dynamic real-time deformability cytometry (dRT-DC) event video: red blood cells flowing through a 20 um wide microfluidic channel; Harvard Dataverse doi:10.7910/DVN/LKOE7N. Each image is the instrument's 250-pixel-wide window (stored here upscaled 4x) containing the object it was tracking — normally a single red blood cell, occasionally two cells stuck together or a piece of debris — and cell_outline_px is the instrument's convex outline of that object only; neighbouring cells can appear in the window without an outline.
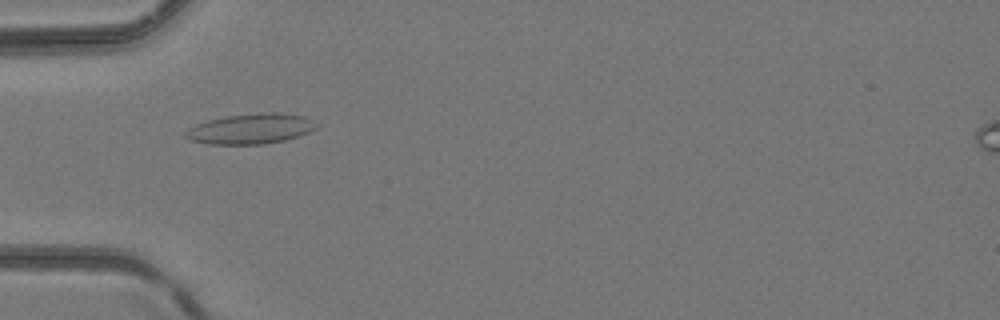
{"species": "common noctule bat (a hibernating species)", "species_latin": "Nyctalus noctula", "temperature_condition": "room temperature", "stored_images_in_passage": 47, "camera_frame_rate_fps": 3000, "um_per_image_px": 0.085, "animal": {"sex": "female", "body_mass_g": 24.6, "forearm_length_mm": 56.2}, "frame": {"image": 1, "passage_image": 16, "time_ms": 5.0, "image_size_px": [1000, 320], "cell_outline_px": [[316, 128], [300, 136], [284, 140], [264, 144], [208, 144], [188, 140], [184, 136], [184, 132], [188, 128], [196, 124], [208, 120], [228, 116], [260, 112], [280, 112], [304, 116], [312, 120], [316, 124]], "centroid_in_image_um": [21.28, 10.95], "position_along_channel_um": 63.7, "area_um2": 23.18}}
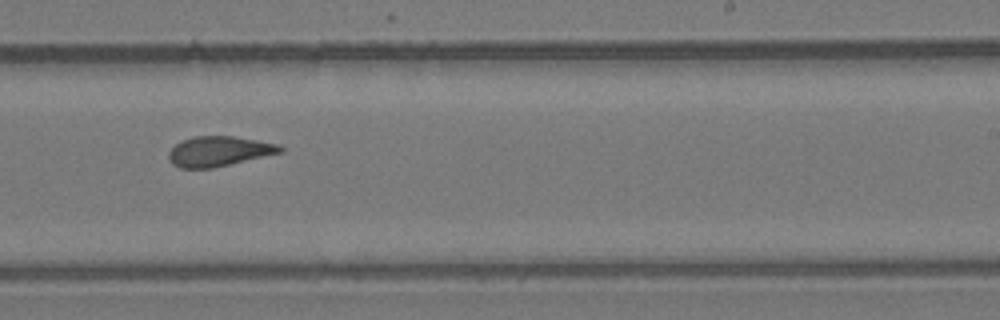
{"frame": {"image": 2, "passage_image": 30, "time_ms": 9.667, "image_size_px": [1000, 320], "cell_outline_px": [[284, 152], [212, 168], [180, 168], [172, 164], [168, 156], [168, 152], [176, 144], [192, 136], [232, 136], [280, 144], [284, 148]], "centroid_in_image_um": [18.63, 12.86], "position_along_channel_um": 270.4, "area_um2": 19.48}}
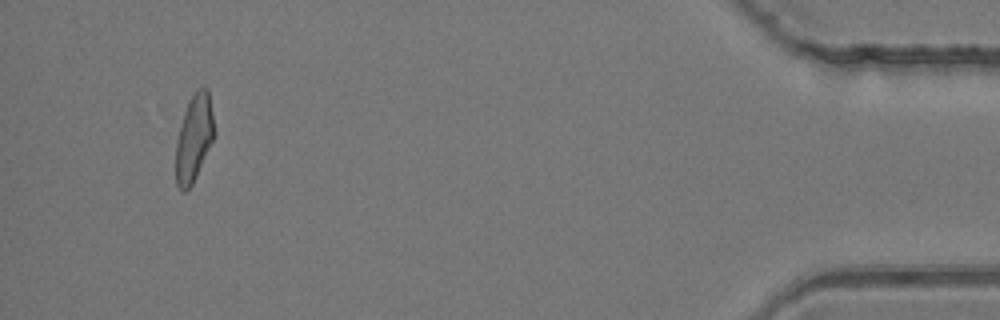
{"frame": {"image": 3, "passage_image": 45, "time_ms": 14.667, "image_size_px": [1000, 320], "cell_outline_px": [[216, 136], [192, 184], [184, 192], [176, 184], [176, 144], [184, 112], [196, 88], [204, 84], [208, 88], [216, 132]], "centroid_in_image_um": [16.53, 11.68], "position_along_channel_um": 418.7, "area_um2": 19.59}}